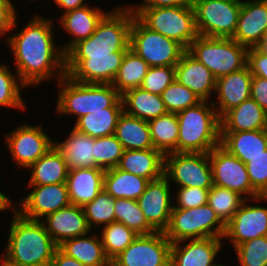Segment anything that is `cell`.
Segmentation results:
<instances>
[{"instance_id": "5", "label": "cell", "mask_w": 267, "mask_h": 266, "mask_svg": "<svg viewBox=\"0 0 267 266\" xmlns=\"http://www.w3.org/2000/svg\"><path fill=\"white\" fill-rule=\"evenodd\" d=\"M60 87L57 111L77 115V119L108 107H123L119 92L112 84H85L67 74L58 79Z\"/></svg>"}, {"instance_id": "55", "label": "cell", "mask_w": 267, "mask_h": 266, "mask_svg": "<svg viewBox=\"0 0 267 266\" xmlns=\"http://www.w3.org/2000/svg\"><path fill=\"white\" fill-rule=\"evenodd\" d=\"M12 201L10 200V198H8V196H5V194H3L2 192H0V211H5L7 209H9V207L11 206Z\"/></svg>"}, {"instance_id": "4", "label": "cell", "mask_w": 267, "mask_h": 266, "mask_svg": "<svg viewBox=\"0 0 267 266\" xmlns=\"http://www.w3.org/2000/svg\"><path fill=\"white\" fill-rule=\"evenodd\" d=\"M207 102L201 101L176 114L179 125L177 152L209 153L220 145V118L213 104Z\"/></svg>"}, {"instance_id": "41", "label": "cell", "mask_w": 267, "mask_h": 266, "mask_svg": "<svg viewBox=\"0 0 267 266\" xmlns=\"http://www.w3.org/2000/svg\"><path fill=\"white\" fill-rule=\"evenodd\" d=\"M161 98L167 111L176 114L202 101L193 91L176 79L163 90Z\"/></svg>"}, {"instance_id": "56", "label": "cell", "mask_w": 267, "mask_h": 266, "mask_svg": "<svg viewBox=\"0 0 267 266\" xmlns=\"http://www.w3.org/2000/svg\"><path fill=\"white\" fill-rule=\"evenodd\" d=\"M227 1L243 2L242 0H227Z\"/></svg>"}, {"instance_id": "1", "label": "cell", "mask_w": 267, "mask_h": 266, "mask_svg": "<svg viewBox=\"0 0 267 266\" xmlns=\"http://www.w3.org/2000/svg\"><path fill=\"white\" fill-rule=\"evenodd\" d=\"M133 18L129 6L106 13L94 33L65 54V73L80 83L112 84L130 49Z\"/></svg>"}, {"instance_id": "52", "label": "cell", "mask_w": 267, "mask_h": 266, "mask_svg": "<svg viewBox=\"0 0 267 266\" xmlns=\"http://www.w3.org/2000/svg\"><path fill=\"white\" fill-rule=\"evenodd\" d=\"M50 266H85L74 258L67 256L59 248L54 252Z\"/></svg>"}, {"instance_id": "13", "label": "cell", "mask_w": 267, "mask_h": 266, "mask_svg": "<svg viewBox=\"0 0 267 266\" xmlns=\"http://www.w3.org/2000/svg\"><path fill=\"white\" fill-rule=\"evenodd\" d=\"M171 244L164 232L139 235L111 266H170Z\"/></svg>"}, {"instance_id": "40", "label": "cell", "mask_w": 267, "mask_h": 266, "mask_svg": "<svg viewBox=\"0 0 267 266\" xmlns=\"http://www.w3.org/2000/svg\"><path fill=\"white\" fill-rule=\"evenodd\" d=\"M115 198L104 189L91 201L83 206L88 225H101L115 222Z\"/></svg>"}, {"instance_id": "34", "label": "cell", "mask_w": 267, "mask_h": 266, "mask_svg": "<svg viewBox=\"0 0 267 266\" xmlns=\"http://www.w3.org/2000/svg\"><path fill=\"white\" fill-rule=\"evenodd\" d=\"M123 107H108L77 119L74 129L92 138L115 134Z\"/></svg>"}, {"instance_id": "25", "label": "cell", "mask_w": 267, "mask_h": 266, "mask_svg": "<svg viewBox=\"0 0 267 266\" xmlns=\"http://www.w3.org/2000/svg\"><path fill=\"white\" fill-rule=\"evenodd\" d=\"M220 145L246 164L267 150V129L221 132Z\"/></svg>"}, {"instance_id": "20", "label": "cell", "mask_w": 267, "mask_h": 266, "mask_svg": "<svg viewBox=\"0 0 267 266\" xmlns=\"http://www.w3.org/2000/svg\"><path fill=\"white\" fill-rule=\"evenodd\" d=\"M252 77L253 75L247 65L239 71L216 79L215 92L217 93L219 103L213 102L211 104H213L215 109L219 107L217 114L220 119L229 110L250 98Z\"/></svg>"}, {"instance_id": "49", "label": "cell", "mask_w": 267, "mask_h": 266, "mask_svg": "<svg viewBox=\"0 0 267 266\" xmlns=\"http://www.w3.org/2000/svg\"><path fill=\"white\" fill-rule=\"evenodd\" d=\"M247 65L253 76L267 79V56L260 53L255 47L248 49Z\"/></svg>"}, {"instance_id": "15", "label": "cell", "mask_w": 267, "mask_h": 266, "mask_svg": "<svg viewBox=\"0 0 267 266\" xmlns=\"http://www.w3.org/2000/svg\"><path fill=\"white\" fill-rule=\"evenodd\" d=\"M169 179L163 174L160 178L149 181L145 191L137 199L147 223L156 231L164 232L170 221L171 194Z\"/></svg>"}, {"instance_id": "26", "label": "cell", "mask_w": 267, "mask_h": 266, "mask_svg": "<svg viewBox=\"0 0 267 266\" xmlns=\"http://www.w3.org/2000/svg\"><path fill=\"white\" fill-rule=\"evenodd\" d=\"M117 168L152 181L164 174V155L155 148L124 150Z\"/></svg>"}, {"instance_id": "46", "label": "cell", "mask_w": 267, "mask_h": 266, "mask_svg": "<svg viewBox=\"0 0 267 266\" xmlns=\"http://www.w3.org/2000/svg\"><path fill=\"white\" fill-rule=\"evenodd\" d=\"M249 181L260 196H267V150L246 163Z\"/></svg>"}, {"instance_id": "10", "label": "cell", "mask_w": 267, "mask_h": 266, "mask_svg": "<svg viewBox=\"0 0 267 266\" xmlns=\"http://www.w3.org/2000/svg\"><path fill=\"white\" fill-rule=\"evenodd\" d=\"M242 2L227 0H194L195 24L198 35L232 38Z\"/></svg>"}, {"instance_id": "43", "label": "cell", "mask_w": 267, "mask_h": 266, "mask_svg": "<svg viewBox=\"0 0 267 266\" xmlns=\"http://www.w3.org/2000/svg\"><path fill=\"white\" fill-rule=\"evenodd\" d=\"M17 77L18 74L11 73L6 65H0V106L26 108L20 93L21 87L26 86Z\"/></svg>"}, {"instance_id": "8", "label": "cell", "mask_w": 267, "mask_h": 266, "mask_svg": "<svg viewBox=\"0 0 267 266\" xmlns=\"http://www.w3.org/2000/svg\"><path fill=\"white\" fill-rule=\"evenodd\" d=\"M225 230L226 225L206 203L190 209L173 208L164 233L171 243H175L208 237L223 238Z\"/></svg>"}, {"instance_id": "35", "label": "cell", "mask_w": 267, "mask_h": 266, "mask_svg": "<svg viewBox=\"0 0 267 266\" xmlns=\"http://www.w3.org/2000/svg\"><path fill=\"white\" fill-rule=\"evenodd\" d=\"M149 67L144 59L129 49L125 53L122 64L113 79V87L120 95L128 90L140 87Z\"/></svg>"}, {"instance_id": "18", "label": "cell", "mask_w": 267, "mask_h": 266, "mask_svg": "<svg viewBox=\"0 0 267 266\" xmlns=\"http://www.w3.org/2000/svg\"><path fill=\"white\" fill-rule=\"evenodd\" d=\"M45 218L42 219V223L57 246L65 240L88 235L91 232L82 206L70 204Z\"/></svg>"}, {"instance_id": "28", "label": "cell", "mask_w": 267, "mask_h": 266, "mask_svg": "<svg viewBox=\"0 0 267 266\" xmlns=\"http://www.w3.org/2000/svg\"><path fill=\"white\" fill-rule=\"evenodd\" d=\"M54 146L62 154L68 170L92 168L95 166V138L75 130H71L65 141Z\"/></svg>"}, {"instance_id": "7", "label": "cell", "mask_w": 267, "mask_h": 266, "mask_svg": "<svg viewBox=\"0 0 267 266\" xmlns=\"http://www.w3.org/2000/svg\"><path fill=\"white\" fill-rule=\"evenodd\" d=\"M130 9L147 28L179 42L186 50L198 36L193 6Z\"/></svg>"}, {"instance_id": "39", "label": "cell", "mask_w": 267, "mask_h": 266, "mask_svg": "<svg viewBox=\"0 0 267 266\" xmlns=\"http://www.w3.org/2000/svg\"><path fill=\"white\" fill-rule=\"evenodd\" d=\"M245 196L227 188L213 185L209 189L207 204L226 225L245 201Z\"/></svg>"}, {"instance_id": "19", "label": "cell", "mask_w": 267, "mask_h": 266, "mask_svg": "<svg viewBox=\"0 0 267 266\" xmlns=\"http://www.w3.org/2000/svg\"><path fill=\"white\" fill-rule=\"evenodd\" d=\"M267 31V0L243 1L232 37L247 48L254 47Z\"/></svg>"}, {"instance_id": "12", "label": "cell", "mask_w": 267, "mask_h": 266, "mask_svg": "<svg viewBox=\"0 0 267 266\" xmlns=\"http://www.w3.org/2000/svg\"><path fill=\"white\" fill-rule=\"evenodd\" d=\"M209 161L212 169L213 185L227 188L241 196L246 194L248 200H267V196H260L252 187L246 164L230 154L221 145L209 152Z\"/></svg>"}, {"instance_id": "27", "label": "cell", "mask_w": 267, "mask_h": 266, "mask_svg": "<svg viewBox=\"0 0 267 266\" xmlns=\"http://www.w3.org/2000/svg\"><path fill=\"white\" fill-rule=\"evenodd\" d=\"M105 14L100 8L93 9L89 5L63 13L60 17L62 28L64 27V30L74 37L61 47L63 53L66 54L79 41L91 36Z\"/></svg>"}, {"instance_id": "51", "label": "cell", "mask_w": 267, "mask_h": 266, "mask_svg": "<svg viewBox=\"0 0 267 266\" xmlns=\"http://www.w3.org/2000/svg\"><path fill=\"white\" fill-rule=\"evenodd\" d=\"M144 3L129 8H155V7H178V6H193L194 0H143Z\"/></svg>"}, {"instance_id": "30", "label": "cell", "mask_w": 267, "mask_h": 266, "mask_svg": "<svg viewBox=\"0 0 267 266\" xmlns=\"http://www.w3.org/2000/svg\"><path fill=\"white\" fill-rule=\"evenodd\" d=\"M121 99L123 111L141 120L149 121L168 112L161 95L150 93L141 87L126 91Z\"/></svg>"}, {"instance_id": "42", "label": "cell", "mask_w": 267, "mask_h": 266, "mask_svg": "<svg viewBox=\"0 0 267 266\" xmlns=\"http://www.w3.org/2000/svg\"><path fill=\"white\" fill-rule=\"evenodd\" d=\"M124 148L115 134L95 138V166L104 170L117 167Z\"/></svg>"}, {"instance_id": "11", "label": "cell", "mask_w": 267, "mask_h": 266, "mask_svg": "<svg viewBox=\"0 0 267 266\" xmlns=\"http://www.w3.org/2000/svg\"><path fill=\"white\" fill-rule=\"evenodd\" d=\"M164 175L179 184V187L213 186L209 153H168L164 155Z\"/></svg>"}, {"instance_id": "31", "label": "cell", "mask_w": 267, "mask_h": 266, "mask_svg": "<svg viewBox=\"0 0 267 266\" xmlns=\"http://www.w3.org/2000/svg\"><path fill=\"white\" fill-rule=\"evenodd\" d=\"M28 168L32 170L28 185L66 183L69 171L62 154L55 146Z\"/></svg>"}, {"instance_id": "16", "label": "cell", "mask_w": 267, "mask_h": 266, "mask_svg": "<svg viewBox=\"0 0 267 266\" xmlns=\"http://www.w3.org/2000/svg\"><path fill=\"white\" fill-rule=\"evenodd\" d=\"M28 187H32V192L19 202L20 210L17 211L25 218L42 221L43 216L71 204L66 183Z\"/></svg>"}, {"instance_id": "48", "label": "cell", "mask_w": 267, "mask_h": 266, "mask_svg": "<svg viewBox=\"0 0 267 266\" xmlns=\"http://www.w3.org/2000/svg\"><path fill=\"white\" fill-rule=\"evenodd\" d=\"M16 16L11 0H0V36L17 26Z\"/></svg>"}, {"instance_id": "21", "label": "cell", "mask_w": 267, "mask_h": 266, "mask_svg": "<svg viewBox=\"0 0 267 266\" xmlns=\"http://www.w3.org/2000/svg\"><path fill=\"white\" fill-rule=\"evenodd\" d=\"M222 238L208 237L190 239L189 243L180 246L184 240L171 244L170 266H214V259L222 247Z\"/></svg>"}, {"instance_id": "50", "label": "cell", "mask_w": 267, "mask_h": 266, "mask_svg": "<svg viewBox=\"0 0 267 266\" xmlns=\"http://www.w3.org/2000/svg\"><path fill=\"white\" fill-rule=\"evenodd\" d=\"M250 97L267 112V79L258 76L252 77Z\"/></svg>"}, {"instance_id": "3", "label": "cell", "mask_w": 267, "mask_h": 266, "mask_svg": "<svg viewBox=\"0 0 267 266\" xmlns=\"http://www.w3.org/2000/svg\"><path fill=\"white\" fill-rule=\"evenodd\" d=\"M11 220L5 257L6 266H50L58 246L42 221L23 217L17 208Z\"/></svg>"}, {"instance_id": "38", "label": "cell", "mask_w": 267, "mask_h": 266, "mask_svg": "<svg viewBox=\"0 0 267 266\" xmlns=\"http://www.w3.org/2000/svg\"><path fill=\"white\" fill-rule=\"evenodd\" d=\"M139 235L120 222H112L102 229L101 240L106 256L112 261Z\"/></svg>"}, {"instance_id": "54", "label": "cell", "mask_w": 267, "mask_h": 266, "mask_svg": "<svg viewBox=\"0 0 267 266\" xmlns=\"http://www.w3.org/2000/svg\"><path fill=\"white\" fill-rule=\"evenodd\" d=\"M260 53L267 56V31L263 34L260 41L254 46Z\"/></svg>"}, {"instance_id": "36", "label": "cell", "mask_w": 267, "mask_h": 266, "mask_svg": "<svg viewBox=\"0 0 267 266\" xmlns=\"http://www.w3.org/2000/svg\"><path fill=\"white\" fill-rule=\"evenodd\" d=\"M148 123L154 148L163 155L177 152L179 125L176 113L167 112Z\"/></svg>"}, {"instance_id": "9", "label": "cell", "mask_w": 267, "mask_h": 266, "mask_svg": "<svg viewBox=\"0 0 267 266\" xmlns=\"http://www.w3.org/2000/svg\"><path fill=\"white\" fill-rule=\"evenodd\" d=\"M129 48L150 67L175 66L187 51L179 42L147 28L136 16L130 29Z\"/></svg>"}, {"instance_id": "37", "label": "cell", "mask_w": 267, "mask_h": 266, "mask_svg": "<svg viewBox=\"0 0 267 266\" xmlns=\"http://www.w3.org/2000/svg\"><path fill=\"white\" fill-rule=\"evenodd\" d=\"M115 221L123 223L138 235H149L156 231L147 223L137 200L115 199Z\"/></svg>"}, {"instance_id": "24", "label": "cell", "mask_w": 267, "mask_h": 266, "mask_svg": "<svg viewBox=\"0 0 267 266\" xmlns=\"http://www.w3.org/2000/svg\"><path fill=\"white\" fill-rule=\"evenodd\" d=\"M221 132H240L267 129V112L248 98L229 110L221 119Z\"/></svg>"}, {"instance_id": "2", "label": "cell", "mask_w": 267, "mask_h": 266, "mask_svg": "<svg viewBox=\"0 0 267 266\" xmlns=\"http://www.w3.org/2000/svg\"><path fill=\"white\" fill-rule=\"evenodd\" d=\"M52 25L51 20L36 16L19 33L6 38L18 78L25 86L52 79L58 67V78L66 75L65 54L54 46Z\"/></svg>"}, {"instance_id": "22", "label": "cell", "mask_w": 267, "mask_h": 266, "mask_svg": "<svg viewBox=\"0 0 267 266\" xmlns=\"http://www.w3.org/2000/svg\"><path fill=\"white\" fill-rule=\"evenodd\" d=\"M175 79L193 91L202 101L215 92L216 78L212 72L187 51L175 65Z\"/></svg>"}, {"instance_id": "45", "label": "cell", "mask_w": 267, "mask_h": 266, "mask_svg": "<svg viewBox=\"0 0 267 266\" xmlns=\"http://www.w3.org/2000/svg\"><path fill=\"white\" fill-rule=\"evenodd\" d=\"M174 80L175 66L149 67L140 87L150 93L161 95Z\"/></svg>"}, {"instance_id": "23", "label": "cell", "mask_w": 267, "mask_h": 266, "mask_svg": "<svg viewBox=\"0 0 267 266\" xmlns=\"http://www.w3.org/2000/svg\"><path fill=\"white\" fill-rule=\"evenodd\" d=\"M105 170L102 168H80L68 171L66 185L71 204L84 206L102 190Z\"/></svg>"}, {"instance_id": "44", "label": "cell", "mask_w": 267, "mask_h": 266, "mask_svg": "<svg viewBox=\"0 0 267 266\" xmlns=\"http://www.w3.org/2000/svg\"><path fill=\"white\" fill-rule=\"evenodd\" d=\"M234 250L241 266H267V236L245 241Z\"/></svg>"}, {"instance_id": "6", "label": "cell", "mask_w": 267, "mask_h": 266, "mask_svg": "<svg viewBox=\"0 0 267 266\" xmlns=\"http://www.w3.org/2000/svg\"><path fill=\"white\" fill-rule=\"evenodd\" d=\"M248 49L232 38L198 35L187 48V52L218 79L246 67Z\"/></svg>"}, {"instance_id": "14", "label": "cell", "mask_w": 267, "mask_h": 266, "mask_svg": "<svg viewBox=\"0 0 267 266\" xmlns=\"http://www.w3.org/2000/svg\"><path fill=\"white\" fill-rule=\"evenodd\" d=\"M49 137L40 125L24 124L7 134L5 142L17 166L28 168L54 146Z\"/></svg>"}, {"instance_id": "57", "label": "cell", "mask_w": 267, "mask_h": 266, "mask_svg": "<svg viewBox=\"0 0 267 266\" xmlns=\"http://www.w3.org/2000/svg\"><path fill=\"white\" fill-rule=\"evenodd\" d=\"M214 266H225V265H222V264H216V265H214Z\"/></svg>"}, {"instance_id": "29", "label": "cell", "mask_w": 267, "mask_h": 266, "mask_svg": "<svg viewBox=\"0 0 267 266\" xmlns=\"http://www.w3.org/2000/svg\"><path fill=\"white\" fill-rule=\"evenodd\" d=\"M85 236L65 240L58 248L85 266H111V261L105 254L102 240H99L96 235Z\"/></svg>"}, {"instance_id": "33", "label": "cell", "mask_w": 267, "mask_h": 266, "mask_svg": "<svg viewBox=\"0 0 267 266\" xmlns=\"http://www.w3.org/2000/svg\"><path fill=\"white\" fill-rule=\"evenodd\" d=\"M148 182V179L115 167L105 170L103 189L115 199L137 200L145 191Z\"/></svg>"}, {"instance_id": "17", "label": "cell", "mask_w": 267, "mask_h": 266, "mask_svg": "<svg viewBox=\"0 0 267 266\" xmlns=\"http://www.w3.org/2000/svg\"><path fill=\"white\" fill-rule=\"evenodd\" d=\"M247 199L226 224L224 237H229L233 247L245 241L267 236V207L246 205Z\"/></svg>"}, {"instance_id": "47", "label": "cell", "mask_w": 267, "mask_h": 266, "mask_svg": "<svg viewBox=\"0 0 267 266\" xmlns=\"http://www.w3.org/2000/svg\"><path fill=\"white\" fill-rule=\"evenodd\" d=\"M210 188L179 187L177 205L173 208H195L207 203Z\"/></svg>"}, {"instance_id": "53", "label": "cell", "mask_w": 267, "mask_h": 266, "mask_svg": "<svg viewBox=\"0 0 267 266\" xmlns=\"http://www.w3.org/2000/svg\"><path fill=\"white\" fill-rule=\"evenodd\" d=\"M53 1H55L57 6H60V8H63L65 10L64 13L88 5L87 3H83L84 0H53Z\"/></svg>"}, {"instance_id": "32", "label": "cell", "mask_w": 267, "mask_h": 266, "mask_svg": "<svg viewBox=\"0 0 267 266\" xmlns=\"http://www.w3.org/2000/svg\"><path fill=\"white\" fill-rule=\"evenodd\" d=\"M115 136L122 143L124 150L154 148L148 121L130 116L124 111L119 116Z\"/></svg>"}]
</instances>
